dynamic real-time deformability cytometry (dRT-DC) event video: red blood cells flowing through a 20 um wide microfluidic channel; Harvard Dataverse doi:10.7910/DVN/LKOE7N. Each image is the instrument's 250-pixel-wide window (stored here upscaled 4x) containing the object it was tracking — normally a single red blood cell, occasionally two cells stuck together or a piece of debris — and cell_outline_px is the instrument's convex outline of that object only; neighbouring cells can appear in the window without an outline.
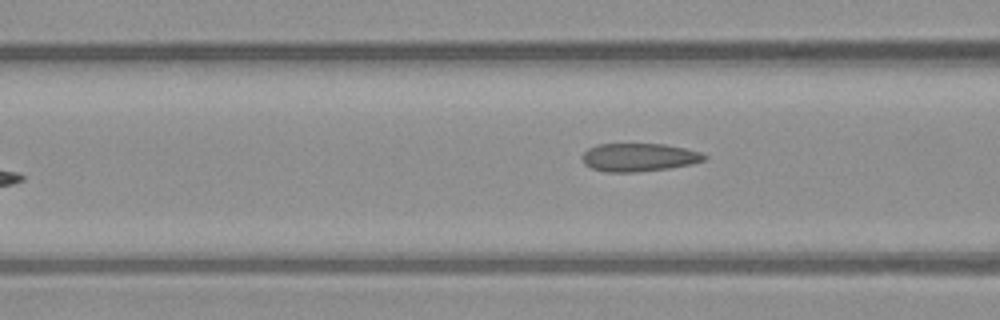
{"species": "common noctule bat (a hibernating species)", "species_latin": "Nyctalus noctula", "temperature_condition": "warm", "stored_images_in_passage": 7, "camera_frame_rate_fps": 3000, "um_per_image_px": 0.085, "animal": {"sex": "male", "body_mass_g": 23.1, "forearm_length_mm": 52.7}, "frame": {"image": 1, "passage_image": 7, "time_ms": 8.0, "image_size_px": [1000, 320], "cell_outline_px": [[708, 160], [692, 164], [668, 168], [636, 172], [604, 172], [592, 168], [584, 164], [580, 156], [588, 148], [596, 144], [664, 144], [684, 148], [700, 152], [708, 156]], "centroid_in_image_um": [54.3, 13.37], "position_along_channel_um": 112.3, "area_um2": 20.23}}